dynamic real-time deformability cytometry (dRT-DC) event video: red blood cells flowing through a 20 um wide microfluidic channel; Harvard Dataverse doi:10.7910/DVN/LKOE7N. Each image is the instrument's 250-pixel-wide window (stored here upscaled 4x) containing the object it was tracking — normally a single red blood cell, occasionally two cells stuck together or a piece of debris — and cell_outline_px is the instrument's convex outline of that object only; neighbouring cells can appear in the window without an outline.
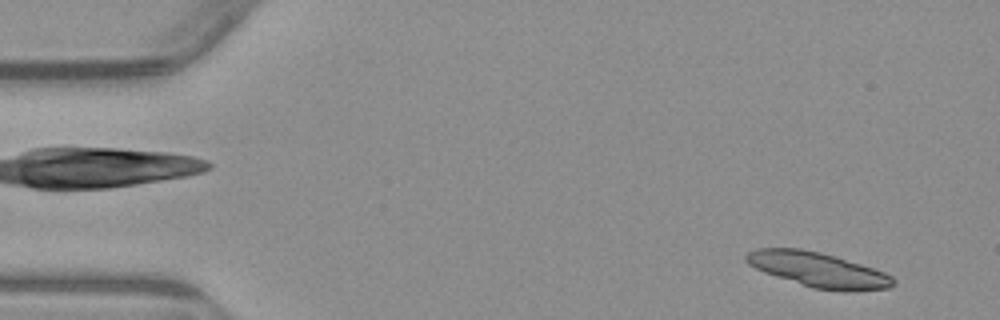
{"species": "common noctule bat (a hibernating species)", "species_latin": "Nyctalus noctula", "temperature_condition": "warm", "stored_images_in_passage": 5, "segment_of_instrument_passage": [1, 2], "camera_frame_rate_fps": 3000, "um_per_image_px": 0.085, "animal": {"sex": "male", "body_mass_g": 23.1, "forearm_length_mm": 52.7}, "frame": {"image": 1, "passage_image": 1, "time_ms": 0.0, "image_size_px": [1000, 320], "cell_outline_px": [[896, 284], [888, 288], [848, 292], [844, 292], [812, 288], [764, 272], [748, 264], [744, 260], [744, 256], [748, 252], [756, 248], [800, 248], [820, 252], [860, 264], [884, 272], [892, 276], [896, 280]], "centroid_in_image_um": [69.54, 22.94], "position_along_channel_um": 15.5, "area_um2": 29.82}}